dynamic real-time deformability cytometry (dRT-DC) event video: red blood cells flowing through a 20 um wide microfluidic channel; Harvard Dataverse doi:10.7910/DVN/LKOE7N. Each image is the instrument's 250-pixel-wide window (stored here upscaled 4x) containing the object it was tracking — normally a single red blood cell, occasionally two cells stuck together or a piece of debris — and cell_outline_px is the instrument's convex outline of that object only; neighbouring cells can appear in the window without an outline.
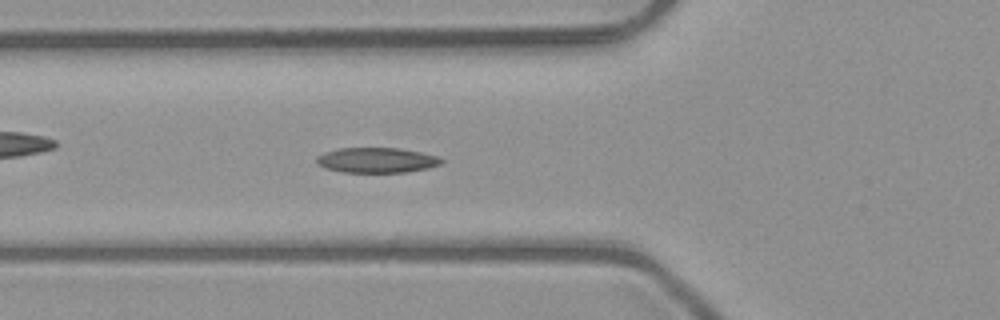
{"species": "common noctule bat (a hibernating species)", "species_latin": "Nyctalus noctula", "temperature_condition": "room temperature", "stored_images_in_passage": 38, "camera_frame_rate_fps": 3000, "um_per_image_px": 0.085, "animal": {"sex": "male", "body_mass_g": 23.1, "forearm_length_mm": 52.7}, "frame": {"image": 1, "passage_image": 5, "time_ms": 1.333, "image_size_px": [1000, 320], "cell_outline_px": [[444, 160], [440, 164], [428, 168], [408, 172], [340, 172], [324, 168], [316, 164], [316, 156], [324, 152], [340, 148], [400, 148], [420, 152], [436, 156]], "centroid_in_image_um": [31.97, 13.62], "position_along_channel_um": 93.8, "area_um2": 18.38}}
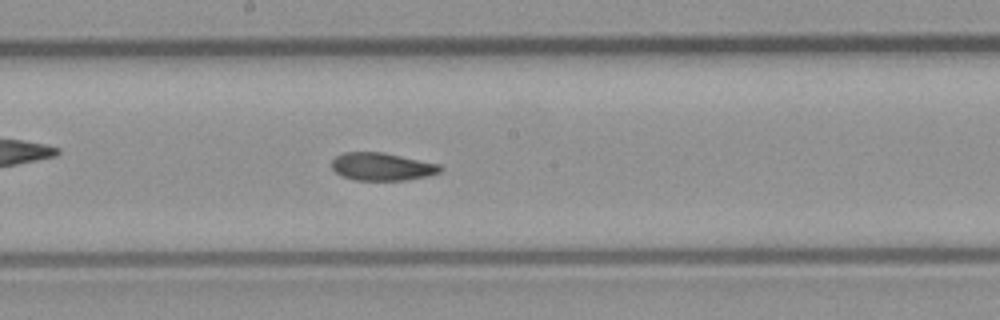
{"frame": {"image": 2, "passage_image": 14, "time_ms": 4.333, "image_size_px": [1000, 320], "cell_outline_px": [[444, 168], [440, 172], [428, 176], [404, 180], [352, 180], [340, 176], [332, 168], [332, 160], [336, 156], [344, 152], [384, 152], [440, 164]], "centroid_in_image_um": [32.47, 14.16], "position_along_channel_um": 215.7, "area_um2": 17.74}}
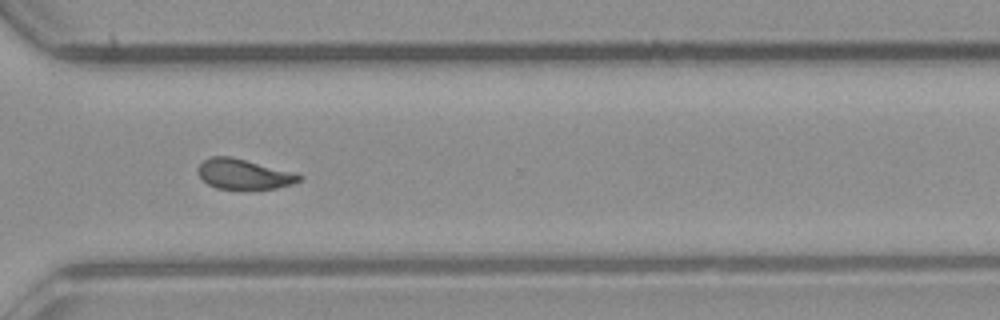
{"frame": {"image": 3, "passage_image": 24, "time_ms": 7.667, "image_size_px": [1000, 320], "cell_outline_px": [[304, 180], [292, 184], [276, 188], [216, 188], [208, 184], [196, 172], [196, 168], [204, 160], [212, 156], [232, 156], [304, 176]], "centroid_in_image_um": [20.69, 14.79], "position_along_channel_um": 349.9, "area_um2": 17.46}, "authors_computed_cell_mechanics": {"area_um2": 18.0336, "velocity_mm_per_s": 4.0346, "shape_relaxation_time_tau1_ms": 5.149, "shape_relaxation_time_tau2_ms": 2.6285, "deformation_change_tau1": 0.1564, "deformation_change_tau2": 0.094}}